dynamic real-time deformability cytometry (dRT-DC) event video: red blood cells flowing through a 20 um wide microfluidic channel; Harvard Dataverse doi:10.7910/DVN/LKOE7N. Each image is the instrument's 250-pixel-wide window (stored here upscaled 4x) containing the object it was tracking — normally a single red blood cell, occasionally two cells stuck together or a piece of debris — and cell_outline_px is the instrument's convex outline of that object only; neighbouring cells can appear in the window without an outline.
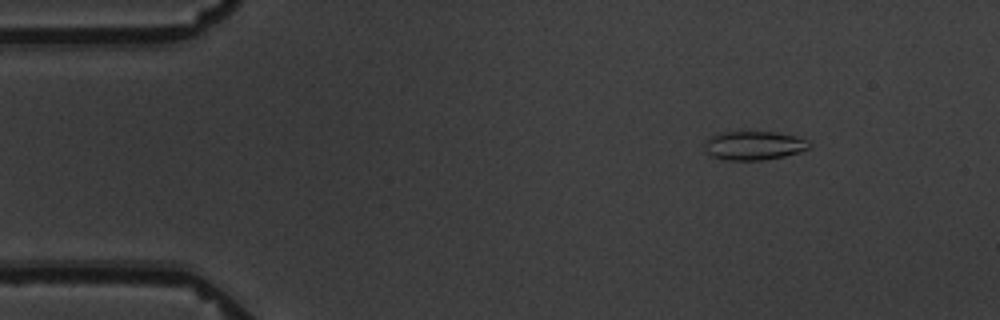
{"species": "common noctule bat (a hibernating species)", "species_latin": "Nyctalus noctula", "temperature_condition": "warm", "stored_images_in_passage": 8, "camera_frame_rate_fps": 3000, "um_per_image_px": 0.085, "animal": {"sex": "male", "body_mass_g": 19.5, "forearm_length_mm": 54.6}, "frame": {"image": 1, "passage_image": 3, "time_ms": 2.333, "image_size_px": [1000, 320], "cell_outline_px": [[812, 148], [800, 152], [784, 156], [764, 160], [728, 160], [712, 156], [704, 152], [704, 140], [716, 132], [776, 132], [796, 136], [808, 140], [812, 144]], "centroid_in_image_um": [64.08, 12.36], "position_along_channel_um": 20.9, "area_um2": 17.98}}
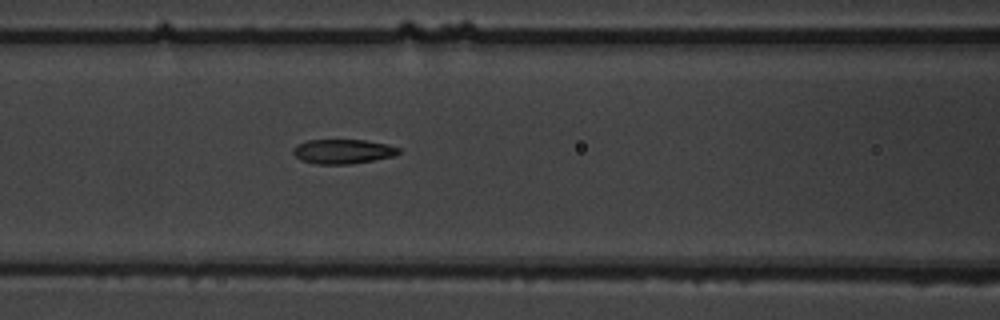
{"frame": {"image": 2, "passage_image": 8, "time_ms": 8.0, "image_size_px": [1000, 320], "cell_outline_px": [[400, 152], [396, 156], [348, 164], [316, 164], [300, 160], [292, 152], [292, 148], [296, 144], [308, 140], [364, 140], [388, 144], [400, 148]], "centroid_in_image_um": [29.13, 12.87], "position_along_channel_um": 137.5, "area_um2": 15.14}}